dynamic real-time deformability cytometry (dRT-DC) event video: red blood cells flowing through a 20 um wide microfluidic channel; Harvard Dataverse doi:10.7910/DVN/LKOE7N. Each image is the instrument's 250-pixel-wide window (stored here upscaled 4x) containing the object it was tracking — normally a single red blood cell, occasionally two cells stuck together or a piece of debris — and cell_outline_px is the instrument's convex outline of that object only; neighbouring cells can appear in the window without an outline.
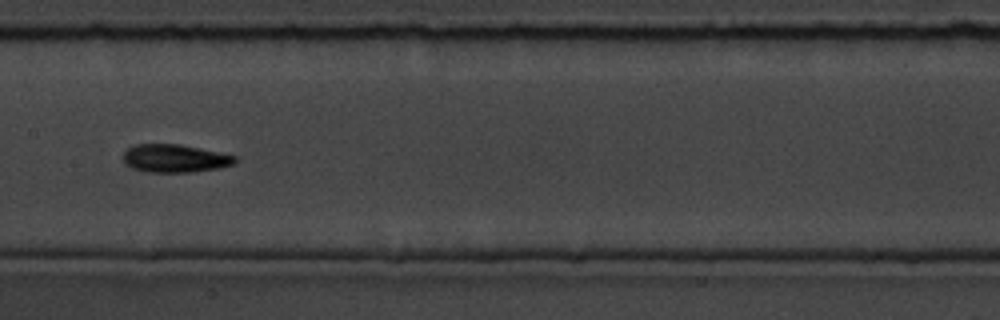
{"species": "common noctule bat (a hibernating species)", "species_latin": "Nyctalus noctula", "temperature_condition": "room temperature", "stored_images_in_passage": 39, "camera_frame_rate_fps": 3000, "um_per_image_px": 0.085, "animal": {"sex": "male", "body_mass_g": 19.5, "forearm_length_mm": 54.6}, "frame": {"image": 1, "passage_image": 12, "time_ms": 3.667, "image_size_px": [1000, 320], "cell_outline_px": [[236, 160], [232, 164], [220, 168], [188, 172], [148, 172], [132, 168], [124, 164], [120, 156], [128, 148], [136, 144], [180, 144], [200, 148], [236, 156]], "centroid_in_image_um": [14.79, 13.46], "position_along_channel_um": 192.6, "area_um2": 18.32}}
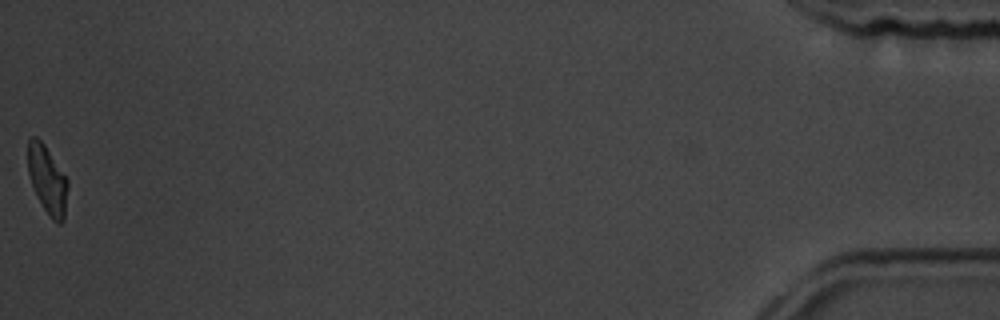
{"frame": {"image": 2, "passage_image": 39, "time_ms": 12.667, "image_size_px": [1000, 320], "cell_outline_px": [[68, 188], [64, 220], [60, 224], [56, 224], [52, 220], [44, 208], [32, 184], [28, 172], [28, 140], [32, 136], [36, 136], [44, 144], [68, 180]], "centroid_in_image_um": [4.04, 15.29], "position_along_channel_um": 431.2, "area_um2": 15.61}, "authors_computed_cell_mechanics": {"area_um2": 17.629, "velocity_mm_per_s": 3.7675, "shape_relaxation_time_tau1_ms": 3.0007, "shape_relaxation_time_tau2_ms": 3.1331, "deformation_change_tau1": 0.1334, "deformation_change_tau2": 0.103}}